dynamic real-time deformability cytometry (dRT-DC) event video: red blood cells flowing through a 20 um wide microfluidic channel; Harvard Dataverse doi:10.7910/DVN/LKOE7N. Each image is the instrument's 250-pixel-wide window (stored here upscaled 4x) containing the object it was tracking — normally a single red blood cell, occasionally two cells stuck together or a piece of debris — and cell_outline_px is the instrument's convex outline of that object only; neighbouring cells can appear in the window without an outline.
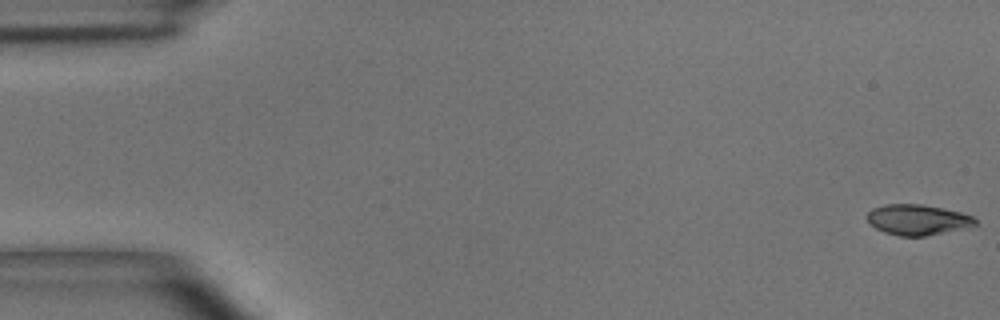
{"species": "common noctule bat (a hibernating species)", "species_latin": "Nyctalus noctula", "temperature_condition": "room temperature", "stored_images_in_passage": 6, "camera_frame_rate_fps": 3000, "um_per_image_px": 0.085, "animal": {"sex": "male", "body_mass_g": 15.6}, "frame": {"image": 1, "passage_image": 1, "time_ms": 0.0, "image_size_px": [1000, 320], "cell_outline_px": [[976, 224], [924, 236], [900, 236], [884, 232], [876, 228], [868, 220], [868, 212], [872, 208], [884, 204], [920, 204], [944, 208], [960, 212], [972, 216], [976, 220]], "centroid_in_image_um": [77.94, 18.66], "position_along_channel_um": 7.1, "area_um2": 18.79}}
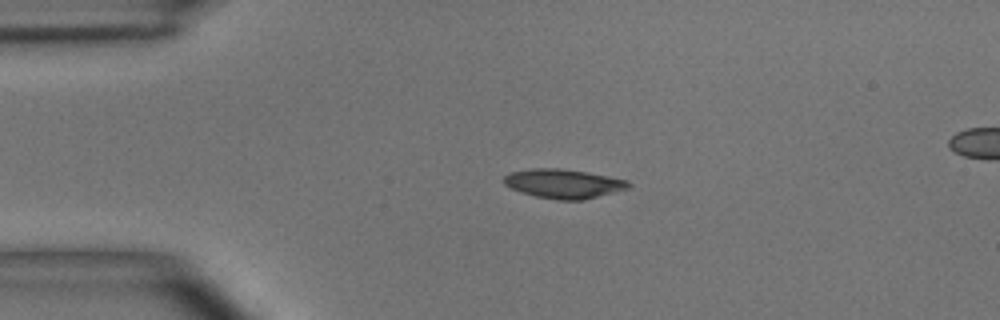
{"frame": {"image": 2, "passage_image": 4, "time_ms": 3.667, "image_size_px": [1000, 320], "cell_outline_px": [[632, 184], [628, 188], [584, 200], [556, 200], [536, 196], [520, 192], [504, 184], [504, 176], [508, 172], [532, 168], [560, 168], [588, 172], [628, 180]], "centroid_in_image_um": [47.89, 15.6], "position_along_channel_um": 37.1, "area_um2": 21.27}}